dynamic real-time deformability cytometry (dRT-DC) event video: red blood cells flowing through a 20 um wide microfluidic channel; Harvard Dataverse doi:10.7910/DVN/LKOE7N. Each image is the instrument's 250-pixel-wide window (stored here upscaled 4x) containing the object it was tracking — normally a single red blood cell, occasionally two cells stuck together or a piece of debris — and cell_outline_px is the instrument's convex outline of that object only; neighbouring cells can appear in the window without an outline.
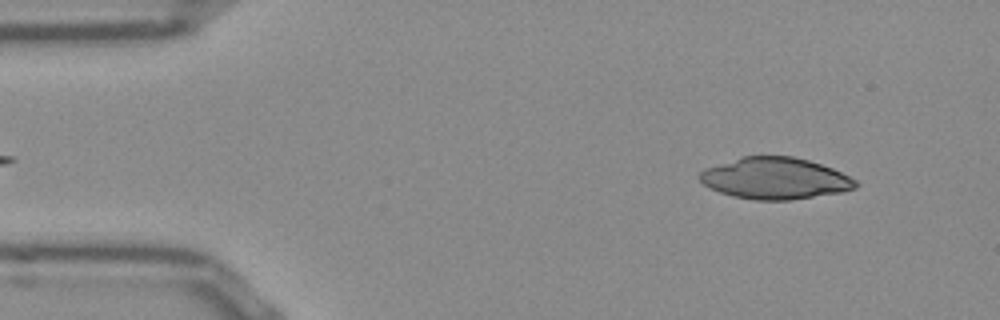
{"species": "Egyptian fruit bat (a non-hibernating species)", "species_latin": "Rousettus aegyptiacus", "temperature_condition": "room temperature", "stored_images_in_passage": 47, "camera_frame_rate_fps": 3000, "um_per_image_px": 0.085, "frame": {"image": 1, "passage_image": 1, "time_ms": 0.0, "image_size_px": [1000, 320], "cell_outline_px": [[860, 184], [856, 188], [840, 192], [792, 200], [756, 200], [732, 196], [720, 192], [704, 184], [700, 180], [700, 172], [704, 168], [744, 156], [792, 156], [808, 160], [832, 168], [856, 180]], "centroid_in_image_um": [65.89, 15.16], "position_along_channel_um": 19.1, "area_um2": 37.51}}